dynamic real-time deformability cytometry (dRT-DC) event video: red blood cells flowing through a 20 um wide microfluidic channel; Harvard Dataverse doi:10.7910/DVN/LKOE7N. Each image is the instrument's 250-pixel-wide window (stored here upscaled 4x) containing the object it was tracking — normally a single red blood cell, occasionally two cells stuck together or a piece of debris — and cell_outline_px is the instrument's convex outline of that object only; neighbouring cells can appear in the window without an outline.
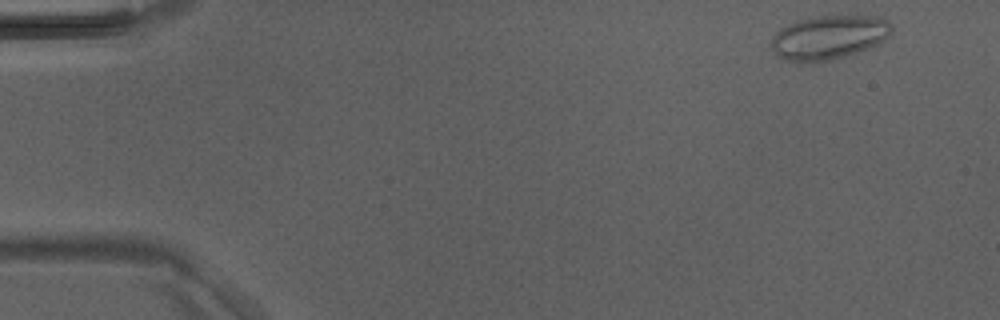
{"species": "Egyptian fruit bat (a non-hibernating species)", "species_latin": "Rousettus aegyptiacus", "temperature_condition": "room temperature", "stored_images_in_passage": 10, "camera_frame_rate_fps": 3000, "um_per_image_px": 0.085, "animal": {"sex": "male"}, "frame": {"image": 1, "passage_image": 1, "time_ms": 0.0, "image_size_px": [1000, 320], "cell_outline_px": [[892, 32], [884, 40], [868, 48], [844, 56], [812, 64], [784, 60], [776, 56], [772, 48], [772, 36], [780, 28], [796, 20], [812, 16], [876, 16], [888, 20], [892, 24]], "centroid_in_image_um": [70.41, 3.18], "position_along_channel_um": 14.6, "area_um2": 31.15}}